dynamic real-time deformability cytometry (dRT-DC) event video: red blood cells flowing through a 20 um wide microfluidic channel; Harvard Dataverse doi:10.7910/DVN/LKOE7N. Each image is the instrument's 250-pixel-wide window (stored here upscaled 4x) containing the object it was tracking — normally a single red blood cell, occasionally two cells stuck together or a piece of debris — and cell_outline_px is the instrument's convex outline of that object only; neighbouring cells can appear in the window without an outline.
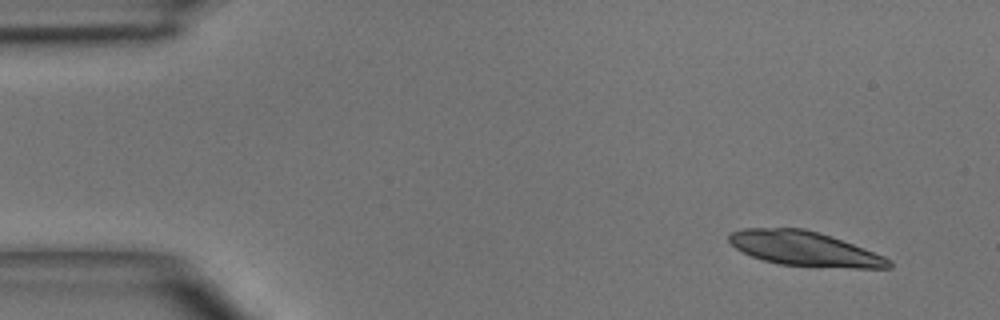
{"species": "common noctule bat (a hibernating species)", "species_latin": "Nyctalus noctula", "temperature_condition": "room temperature", "stored_images_in_passage": 4, "camera_frame_rate_fps": 3000, "um_per_image_px": 0.085, "animal": {"sex": "male", "body_mass_g": 15.6}, "frame": {"image": 1, "passage_image": 1, "time_ms": 0.0, "image_size_px": [1000, 320], "cell_outline_px": [[892, 268], [816, 268], [780, 264], [764, 260], [752, 256], [736, 248], [728, 240], [728, 236], [732, 232], [744, 228], [804, 228], [832, 236], [864, 248], [884, 256], [892, 260]], "centroid_in_image_um": [68.43, 21.16], "position_along_channel_um": 16.6, "area_um2": 32.48}}